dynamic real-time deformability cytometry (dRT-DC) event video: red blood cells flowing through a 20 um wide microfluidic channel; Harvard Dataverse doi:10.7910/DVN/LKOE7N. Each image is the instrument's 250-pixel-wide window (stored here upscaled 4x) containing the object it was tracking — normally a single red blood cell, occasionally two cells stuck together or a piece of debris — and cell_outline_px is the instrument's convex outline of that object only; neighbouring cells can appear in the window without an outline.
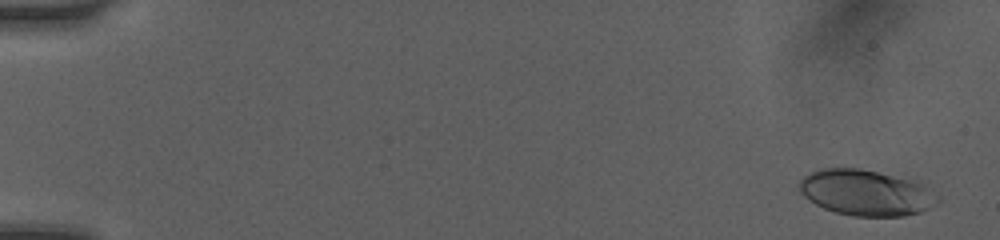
{"species": "human", "species_latin": "Homo sapiens", "temperature_condition": "room temperature", "stored_images_in_passage": 19, "camera_frame_rate_fps": 3000, "um_per_image_px": 0.085, "donor": {"sex": "female"}, "frame": {"image": 1, "passage_image": 1, "time_ms": 0.0, "image_size_px": [1000, 240], "cell_outline_px": [[940, 204], [920, 212], [904, 216], [852, 216], [836, 212], [824, 208], [808, 200], [800, 192], [800, 180], [808, 172], [820, 168], [860, 168], [912, 176], [928, 180], [940, 200]], "centroid_in_image_um": [73.78, 16.33], "position_along_channel_um": 11.2, "area_um2": 38.67}}
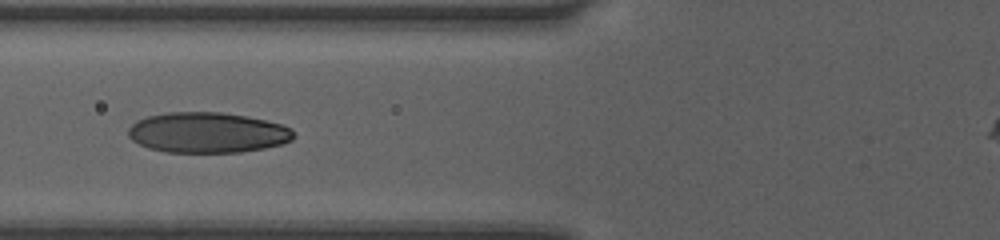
{"frame": {"image": 2, "passage_image": 12, "time_ms": 6.333, "image_size_px": [1000, 240], "cell_outline_px": [[296, 136], [292, 140], [280, 144], [264, 148], [240, 152], [168, 152], [148, 148], [132, 140], [128, 136], [128, 128], [136, 120], [148, 116], [168, 112], [224, 112], [248, 116], [280, 124], [292, 128]], "centroid_in_image_um": [17.64, 11.26], "position_along_channel_um": 108.2, "area_um2": 39.13}}
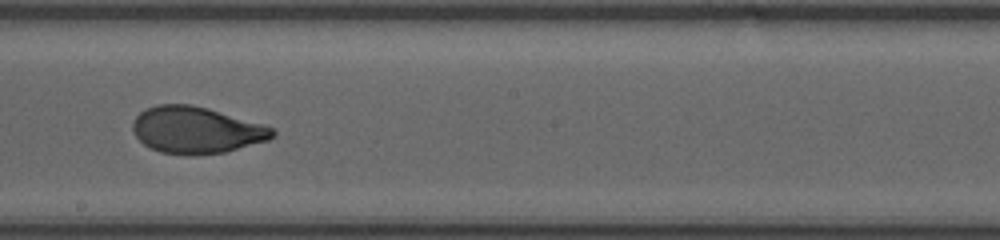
{"frame": {"image": 3, "passage_image": 17, "time_ms": 9.333, "image_size_px": [1000, 240], "cell_outline_px": [[276, 136], [268, 140], [224, 152], [160, 152], [144, 144], [136, 136], [132, 128], [132, 120], [144, 108], [156, 104], [192, 104], [208, 108], [264, 124], [272, 128], [276, 132]], "centroid_in_image_um": [16.68, 11.0], "position_along_channel_um": 231.5, "area_um2": 37.34}}